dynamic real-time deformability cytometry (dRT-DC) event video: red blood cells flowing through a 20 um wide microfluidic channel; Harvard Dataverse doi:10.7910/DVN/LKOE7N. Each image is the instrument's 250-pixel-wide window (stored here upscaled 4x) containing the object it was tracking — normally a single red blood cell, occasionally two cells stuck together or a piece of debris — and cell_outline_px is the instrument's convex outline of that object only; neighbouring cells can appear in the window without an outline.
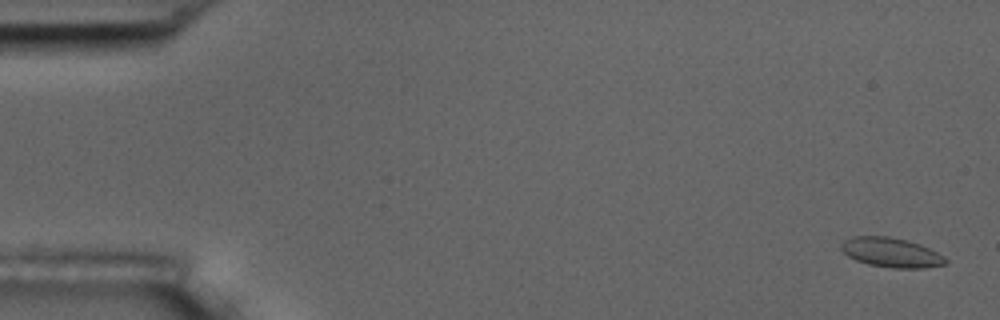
{"species": "common noctule bat (a hibernating species)", "species_latin": "Nyctalus noctula", "temperature_condition": "room temperature", "stored_images_in_passage": 55, "camera_frame_rate_fps": 3000, "um_per_image_px": 0.085, "animal": {"sex": "male", "body_mass_g": 17.5, "forearm_length_mm": 52.3}, "frame": {"image": 1, "passage_image": 2, "time_ms": 0.333, "image_size_px": [1000, 320], "cell_outline_px": [[948, 264], [924, 268], [892, 268], [868, 264], [856, 260], [848, 256], [840, 248], [840, 244], [844, 240], [852, 236], [888, 236], [908, 240], [920, 244], [944, 256], [948, 260]], "centroid_in_image_um": [75.76, 21.46], "position_along_channel_um": 9.2, "area_um2": 18.09}}
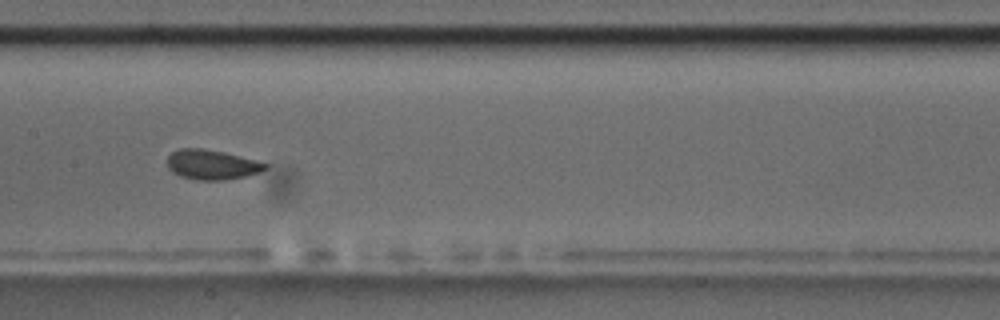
{"frame": {"image": 2, "passage_image": 28, "time_ms": 9.0, "image_size_px": [1000, 320], "cell_outline_px": [[268, 168], [260, 172], [244, 176], [220, 180], [200, 180], [180, 176], [172, 172], [168, 168], [168, 156], [172, 152], [180, 148], [200, 148], [224, 152], [256, 160], [268, 164]], "centroid_in_image_um": [18.0, 13.99], "position_along_channel_um": 189.4, "area_um2": 16.88}}
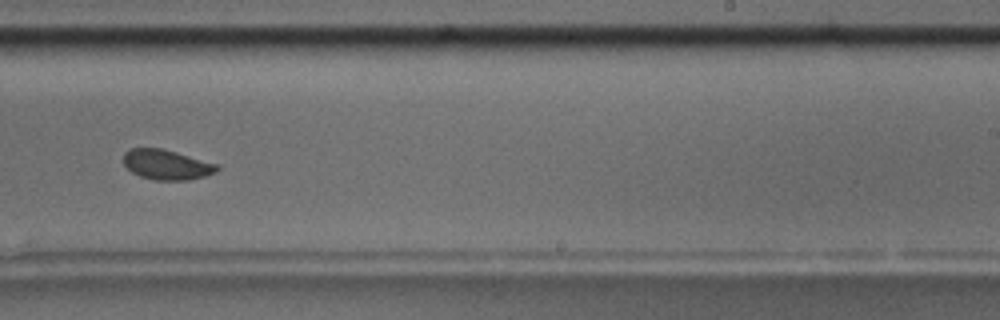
{"frame": {"image": 3, "passage_image": 35, "time_ms": 11.333, "image_size_px": [1000, 320], "cell_outline_px": [[220, 168], [216, 172], [204, 176], [188, 180], [152, 180], [140, 176], [132, 172], [124, 164], [124, 152], [132, 148], [160, 148], [176, 152], [220, 164]], "centroid_in_image_um": [14.19, 14.0], "position_along_channel_um": 274.8, "area_um2": 16.42}, "authors_computed_cell_mechanics": {"area_um2": 17.1666, "velocity_mm_per_s": 3.6743, "shape_relaxation_time_tau1_ms": 3.1826, "shape_relaxation_time_tau2_ms": null, "deformation_change_tau1": 0.0677, "deformation_change_tau2": null}}